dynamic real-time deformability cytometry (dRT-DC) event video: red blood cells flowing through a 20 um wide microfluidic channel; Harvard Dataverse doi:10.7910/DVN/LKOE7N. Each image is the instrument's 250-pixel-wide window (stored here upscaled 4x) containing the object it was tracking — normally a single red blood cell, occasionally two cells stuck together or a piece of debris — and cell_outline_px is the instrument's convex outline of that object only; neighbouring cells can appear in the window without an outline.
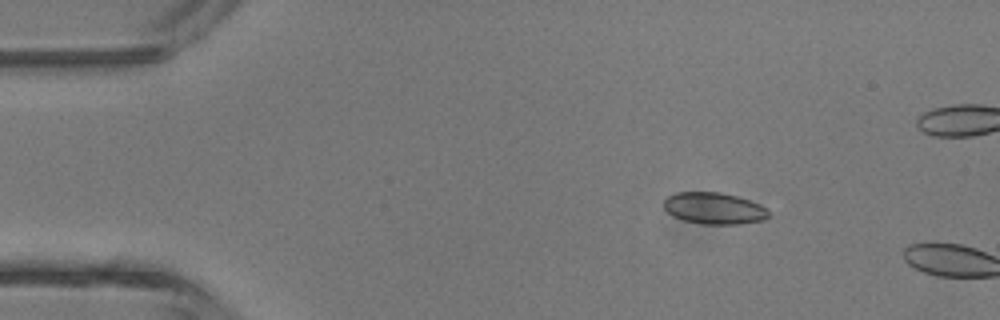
{"species": "common noctule bat (a hibernating species)", "species_latin": "Nyctalus noctula", "temperature_condition": "room temperature", "stored_images_in_passage": 3, "camera_frame_rate_fps": 3000, "um_per_image_px": 0.085, "animal": {"sex": "male", "body_mass_g": 13.3}, "frame": {"image": 1, "passage_image": 2, "time_ms": 1.0, "image_size_px": [1000, 320], "cell_outline_px": [[768, 216], [764, 220], [740, 224], [700, 224], [684, 220], [672, 216], [664, 208], [664, 200], [668, 196], [676, 192], [720, 192], [736, 196], [760, 204], [768, 212]], "centroid_in_image_um": [60.67, 17.71], "position_along_channel_um": 24.3, "area_um2": 19.25}}